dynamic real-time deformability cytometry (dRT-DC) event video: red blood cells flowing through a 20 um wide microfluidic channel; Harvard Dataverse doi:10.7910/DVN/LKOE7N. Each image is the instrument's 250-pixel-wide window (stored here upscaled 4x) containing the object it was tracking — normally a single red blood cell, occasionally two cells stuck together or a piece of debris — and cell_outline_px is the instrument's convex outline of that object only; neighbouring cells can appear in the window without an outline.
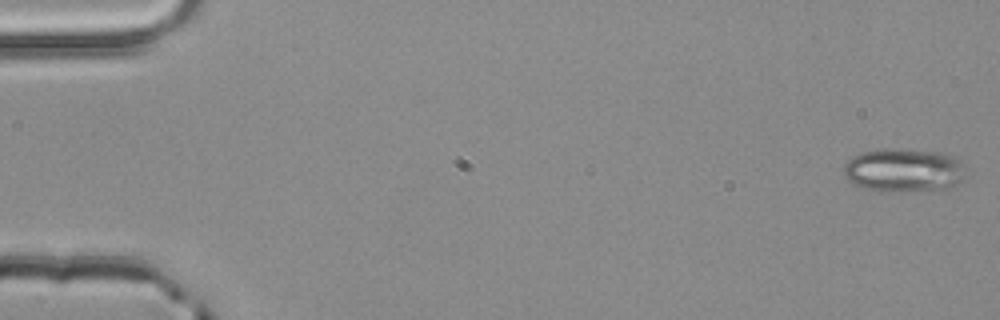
{"species": "common noctule bat (a hibernating species)", "species_latin": "Nyctalus noctula", "temperature_condition": "room temperature", "stored_images_in_passage": 52, "camera_frame_rate_fps": 3000, "um_per_image_px": 0.085, "animal": {"sex": "male", "body_mass_g": 20.4}, "frame": {"image": 1, "passage_image": 1, "time_ms": 0.0, "image_size_px": [1000, 320], "cell_outline_px": [[964, 180], [952, 188], [944, 192], [876, 192], [852, 184], [844, 176], [844, 164], [852, 156], [864, 152], [880, 148], [900, 148], [940, 152], [952, 156], [960, 160], [964, 176]], "centroid_in_image_um": [76.84, 14.52], "position_along_channel_um": 8.2, "area_um2": 32.25}}
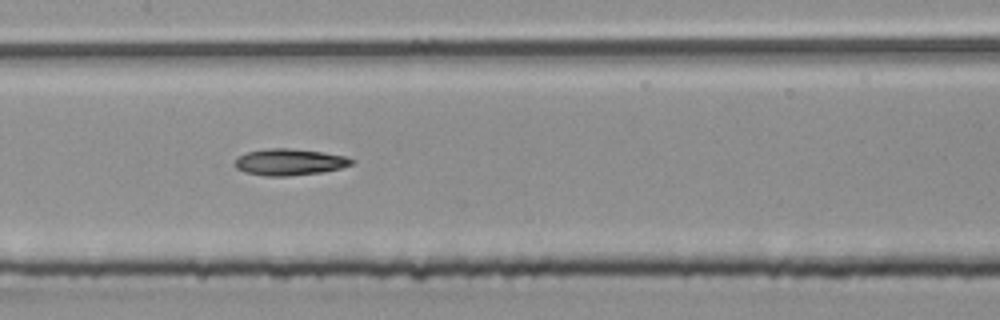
{"frame": {"image": 2, "passage_image": 26, "time_ms": 8.333, "image_size_px": [1000, 320], "cell_outline_px": [[356, 160], [352, 164], [340, 168], [320, 172], [288, 176], [264, 176], [244, 172], [236, 168], [232, 164], [240, 156], [248, 152], [268, 148], [292, 148], [320, 152], [344, 156]], "centroid_in_image_um": [24.58, 13.78], "position_along_channel_um": 182.8, "area_um2": 17.92}}
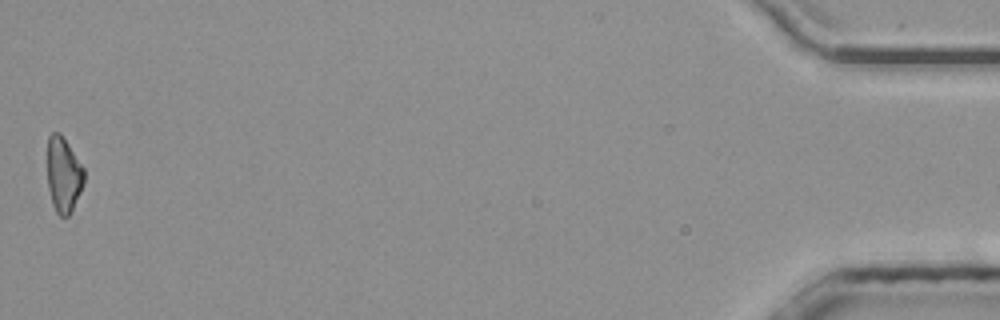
{"frame": {"image": 3, "passage_image": 52, "time_ms": 17.0, "image_size_px": [1000, 320], "cell_outline_px": [[84, 184], [72, 212], [68, 216], [60, 216], [56, 212], [52, 204], [48, 188], [48, 136], [52, 132], [60, 132], [84, 168]], "centroid_in_image_um": [5.41, 14.87], "position_along_channel_um": 429.8, "area_um2": 16.18}}